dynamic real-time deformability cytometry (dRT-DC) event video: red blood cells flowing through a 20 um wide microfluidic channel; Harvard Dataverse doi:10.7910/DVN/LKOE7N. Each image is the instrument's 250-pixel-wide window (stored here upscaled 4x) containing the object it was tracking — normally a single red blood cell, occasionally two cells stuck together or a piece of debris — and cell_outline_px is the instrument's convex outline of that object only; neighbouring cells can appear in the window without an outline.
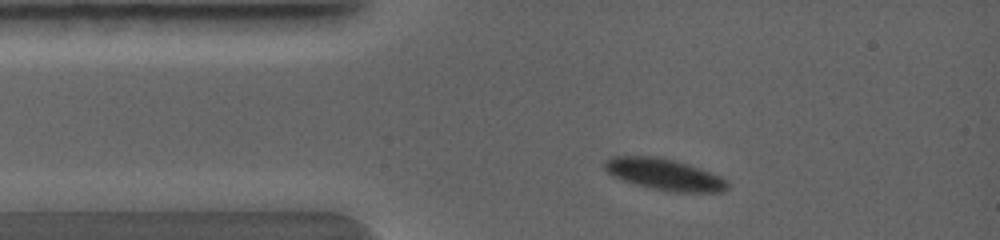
{"species": "common noctule bat (a hibernating species)", "species_latin": "Nyctalus noctula", "temperature_condition": "warm", "stored_images_in_passage": 2, "camera_frame_rate_fps": 5000, "um_per_image_px": 0.085, "animal": {"sex": "female", "body_mass_g": 19.0, "forearm_length_mm": 56.7}, "frame": {"image": 1, "passage_image": 1, "time_ms": 0.0, "image_size_px": [1000, 240], "cell_outline_px": [[728, 188], [720, 192], [668, 192], [636, 184], [612, 176], [604, 168], [604, 160], [612, 156], [660, 156], [676, 160], [700, 168], [720, 176], [728, 180]], "centroid_in_image_um": [56.47, 14.81], "position_along_channel_um": 28.5, "area_um2": 22.66}}